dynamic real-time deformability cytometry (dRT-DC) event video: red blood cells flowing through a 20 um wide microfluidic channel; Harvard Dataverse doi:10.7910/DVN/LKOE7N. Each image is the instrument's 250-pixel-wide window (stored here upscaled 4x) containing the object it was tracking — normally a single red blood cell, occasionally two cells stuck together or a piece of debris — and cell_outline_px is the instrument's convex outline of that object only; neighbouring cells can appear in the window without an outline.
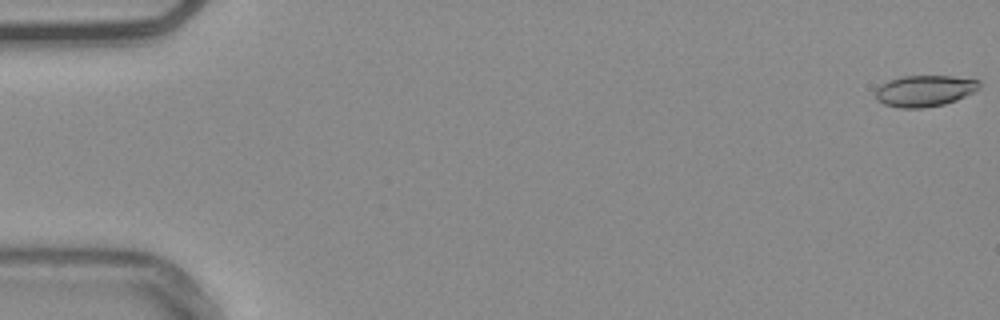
{"species": "common noctule bat (a hibernating species)", "species_latin": "Nyctalus noctula", "temperature_condition": "warm", "stored_images_in_passage": 55, "camera_frame_rate_fps": 3000, "um_per_image_px": 0.085, "animal": {"sex": "male", "body_mass_g": 20.4}, "frame": {"image": 1, "passage_image": 1, "time_ms": 0.0, "image_size_px": [1000, 320], "cell_outline_px": [[980, 88], [956, 100], [944, 104], [920, 108], [900, 108], [884, 104], [876, 100], [876, 88], [880, 84], [888, 80], [900, 76], [952, 76], [980, 80]], "centroid_in_image_um": [78.56, 7.71], "position_along_channel_um": 6.4, "area_um2": 18.96}}
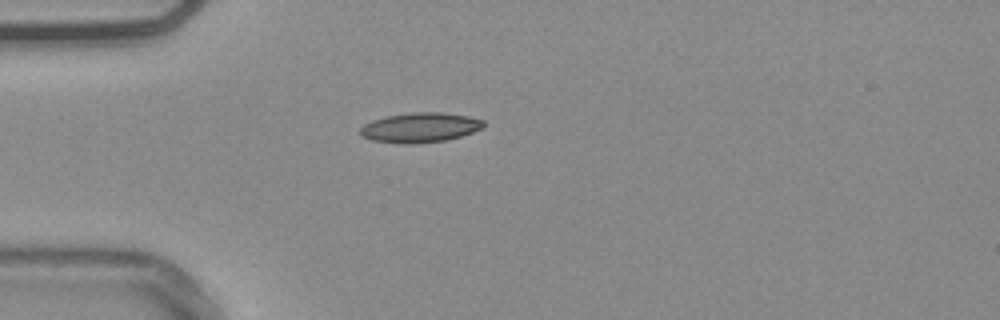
{"frame": {"image": 2, "passage_image": 16, "time_ms": 5.0, "image_size_px": [1000, 320], "cell_outline_px": [[484, 128], [460, 136], [444, 140], [412, 144], [408, 144], [372, 140], [360, 136], [360, 128], [364, 124], [372, 120], [388, 116], [412, 112], [444, 112], [468, 116], [484, 120]], "centroid_in_image_um": [35.71, 10.83], "position_along_channel_um": 49.3, "area_um2": 21.33}}
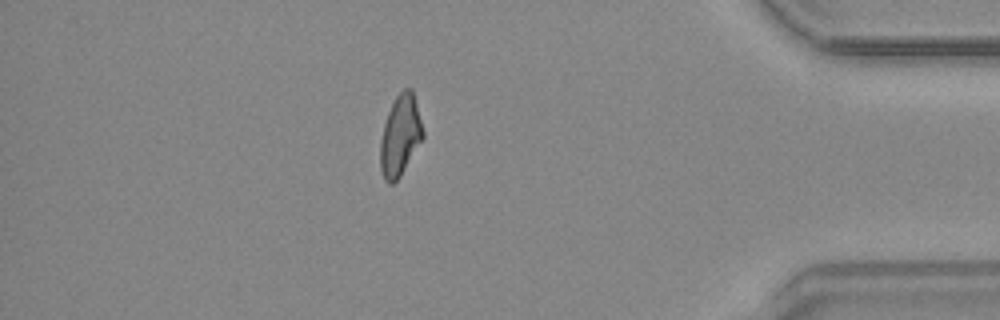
{"frame": {"image": 3, "passage_image": 48, "time_ms": 15.667, "image_size_px": [1000, 320], "cell_outline_px": [[424, 136], [400, 176], [392, 184], [388, 184], [384, 180], [380, 168], [380, 140], [384, 124], [388, 112], [396, 96], [404, 88], [412, 88], [424, 132]], "centroid_in_image_um": [34.0, 11.53], "position_along_channel_um": 401.2, "area_um2": 19.88}, "authors_computed_cell_mechanics": {"area_um2": 19.7676, "velocity_mm_per_s": 3.7803, "shape_relaxation_time_tau1_ms": null, "shape_relaxation_time_tau2_ms": 3.9973, "deformation_change_tau1": null, "deformation_change_tau2": 0.1189}}